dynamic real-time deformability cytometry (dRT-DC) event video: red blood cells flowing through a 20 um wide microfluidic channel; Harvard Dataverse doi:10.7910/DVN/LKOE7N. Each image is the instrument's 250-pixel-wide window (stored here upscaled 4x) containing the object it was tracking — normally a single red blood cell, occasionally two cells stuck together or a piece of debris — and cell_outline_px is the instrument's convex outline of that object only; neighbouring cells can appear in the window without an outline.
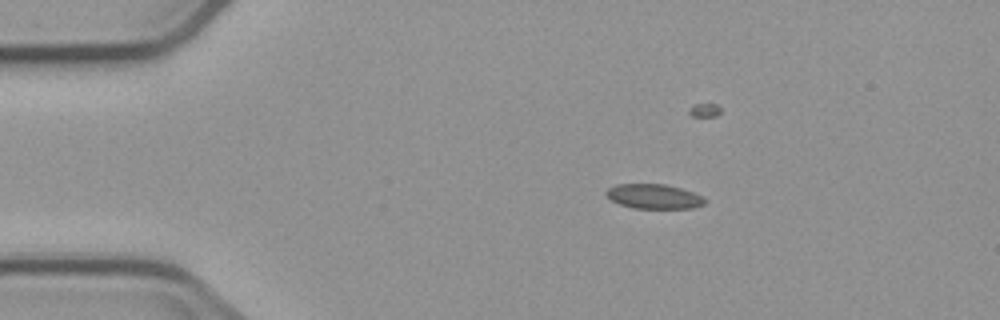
{"species": "common noctule bat (a hibernating species)", "species_latin": "Nyctalus noctula", "temperature_condition": "cold", "stored_images_in_passage": 2, "camera_frame_rate_fps": 3000, "um_per_image_px": 0.085, "animal": {"sex": "male", "body_mass_g": 23.1, "forearm_length_mm": 52.7}, "frame": {"image": 1, "passage_image": 1, "time_ms": 0.0, "image_size_px": [1000, 320], "cell_outline_px": [[704, 204], [692, 208], [632, 208], [620, 204], [612, 200], [604, 192], [608, 188], [616, 184], [664, 184], [680, 188], [704, 196]], "centroid_in_image_um": [55.57, 16.69], "position_along_channel_um": 29.4, "area_um2": 14.05}}